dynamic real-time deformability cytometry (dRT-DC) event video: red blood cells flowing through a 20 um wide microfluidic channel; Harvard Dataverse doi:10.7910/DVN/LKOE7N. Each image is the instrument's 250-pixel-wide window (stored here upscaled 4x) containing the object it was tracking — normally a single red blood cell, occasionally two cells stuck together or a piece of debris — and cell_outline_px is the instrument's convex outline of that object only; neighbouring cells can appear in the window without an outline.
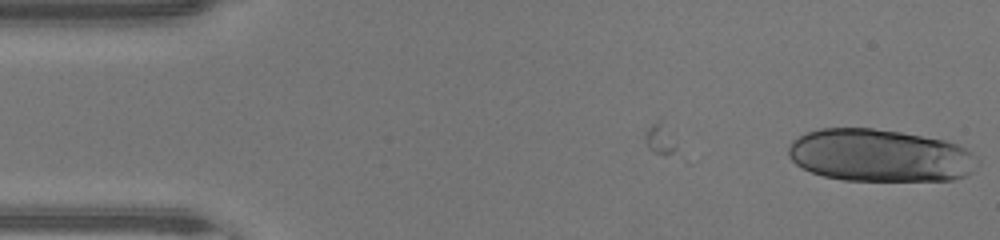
{"species": "human", "species_latin": "Homo sapiens", "temperature_condition": "warm", "stored_images_in_passage": 8, "camera_frame_rate_fps": 3000, "um_per_image_px": 0.085, "donor": {"sex": "male"}, "frame": {"image": 1, "passage_image": 8, "time_ms": 2.333, "image_size_px": [1000, 240], "cell_outline_px": [[980, 160], [964, 176], [956, 180], [844, 180], [824, 176], [812, 172], [796, 164], [788, 156], [788, 148], [792, 140], [808, 132], [820, 128], [872, 128], [900, 132], [944, 140], [956, 144], [972, 152]], "centroid_in_image_um": [74.77, 13.21], "position_along_channel_um": 10.2, "area_um2": 57.63}}